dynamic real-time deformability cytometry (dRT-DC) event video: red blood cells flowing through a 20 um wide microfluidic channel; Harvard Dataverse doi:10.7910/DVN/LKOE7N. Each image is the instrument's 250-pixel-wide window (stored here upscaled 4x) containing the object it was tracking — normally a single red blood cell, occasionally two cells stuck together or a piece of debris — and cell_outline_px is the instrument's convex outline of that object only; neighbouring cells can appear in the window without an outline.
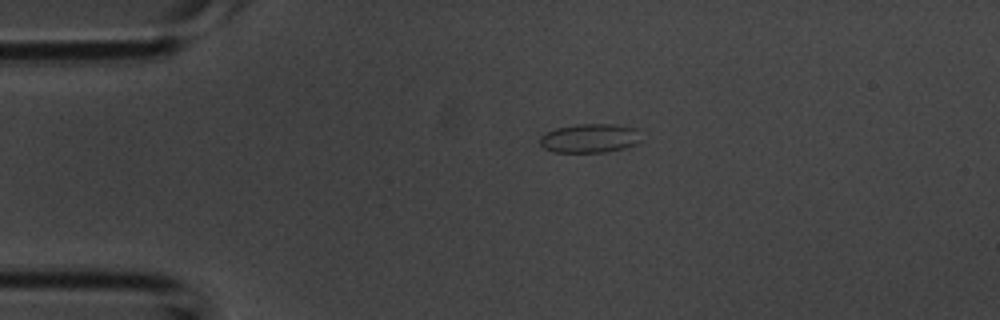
{"species": "common noctule bat (a hibernating species)", "species_latin": "Nyctalus noctula", "temperature_condition": "room temperature", "stored_images_in_passage": 34, "camera_frame_rate_fps": 3000, "um_per_image_px": 0.085, "animal": {"sex": "male", "body_mass_g": 20.1, "forearm_length_mm": 53.5}, "frame": {"image": 1, "passage_image": 1, "time_ms": 0.0, "image_size_px": [1000, 320], "cell_outline_px": [[640, 140], [636, 144], [624, 148], [608, 152], [552, 152], [544, 148], [540, 144], [540, 136], [556, 128], [576, 124], [616, 124], [636, 128]], "centroid_in_image_um": [50.12, 11.75], "position_along_channel_um": 34.9, "area_um2": 17.11}}
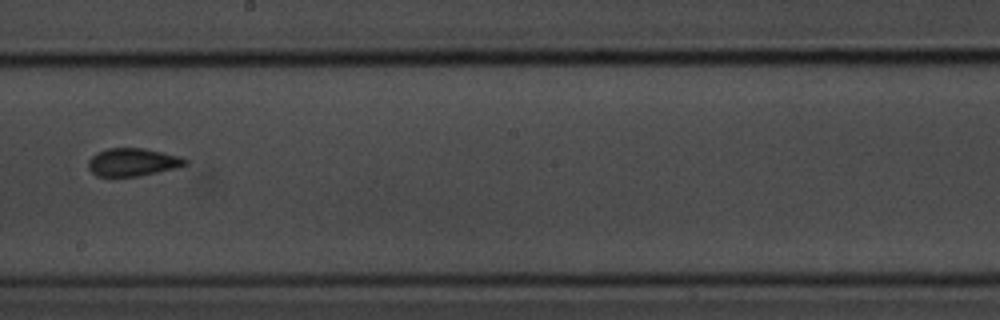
{"frame": {"image": 2, "passage_image": 16, "time_ms": 5.0, "image_size_px": [1000, 320], "cell_outline_px": [[188, 164], [176, 168], [140, 176], [96, 176], [88, 168], [88, 160], [96, 152], [108, 148], [144, 148], [180, 156], [188, 160]], "centroid_in_image_um": [11.28, 13.78], "position_along_channel_um": 236.9, "area_um2": 15.84}}
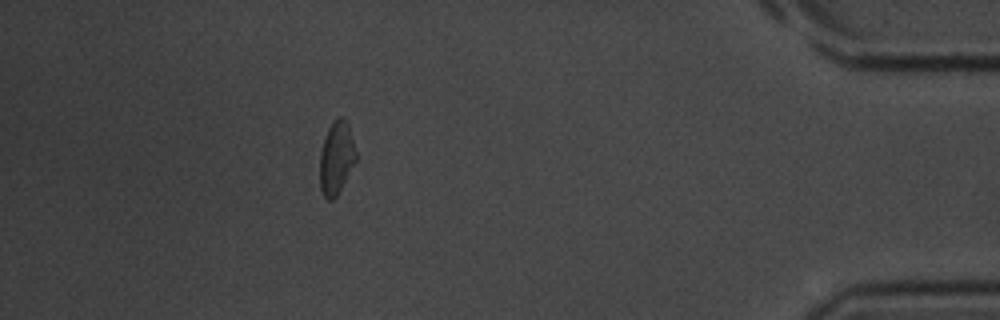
{"frame": {"image": 3, "passage_image": 30, "time_ms": 9.667, "image_size_px": [1000, 320], "cell_outline_px": [[356, 160], [336, 196], [332, 200], [328, 200], [324, 196], [320, 188], [320, 152], [328, 128], [336, 116], [344, 116], [348, 124], [356, 152]], "centroid_in_image_um": [28.58, 13.38], "position_along_channel_um": 406.6, "area_um2": 15.2}}